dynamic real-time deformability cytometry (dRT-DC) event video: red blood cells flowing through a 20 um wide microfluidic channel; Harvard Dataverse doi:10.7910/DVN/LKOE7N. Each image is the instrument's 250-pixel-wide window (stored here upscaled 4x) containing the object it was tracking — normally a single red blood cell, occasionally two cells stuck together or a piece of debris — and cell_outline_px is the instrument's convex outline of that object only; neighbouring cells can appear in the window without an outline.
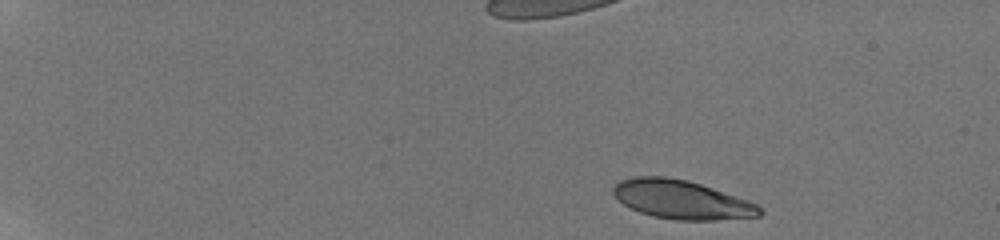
{"species": "human", "species_latin": "Homo sapiens", "temperature_condition": "room temperature", "stored_images_in_passage": 14, "camera_frame_rate_fps": 3000, "um_per_image_px": 0.085, "donor": {"sex": "male"}, "frame": {"image": 1, "passage_image": 1, "time_ms": 0.0, "image_size_px": [1000, 240], "cell_outline_px": [[764, 212], [760, 216], [716, 220], [676, 220], [652, 216], [640, 212], [624, 204], [612, 192], [612, 188], [620, 180], [636, 176], [664, 176], [688, 180], [748, 200], [756, 204]], "centroid_in_image_um": [57.94, 16.97], "position_along_channel_um": 27.1, "area_um2": 32.89}}
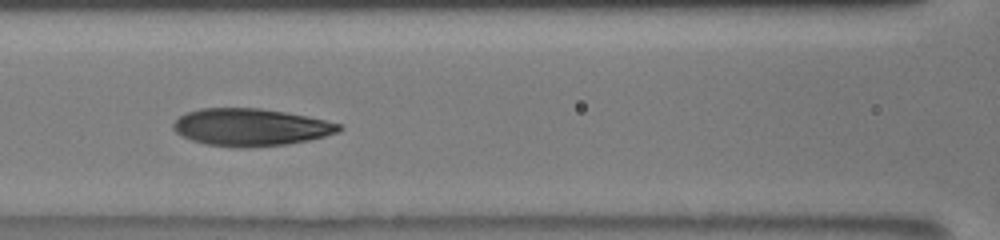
{"frame": {"image": 2, "passage_image": 8, "time_ms": 6.667, "image_size_px": [1000, 240], "cell_outline_px": [[344, 128], [340, 132], [308, 140], [288, 144], [248, 148], [240, 148], [204, 144], [180, 136], [172, 128], [172, 124], [180, 116], [188, 112], [200, 108], [260, 108], [308, 116], [340, 124]], "centroid_in_image_um": [21.3, 10.82], "position_along_channel_um": 145.3, "area_um2": 36.24}}
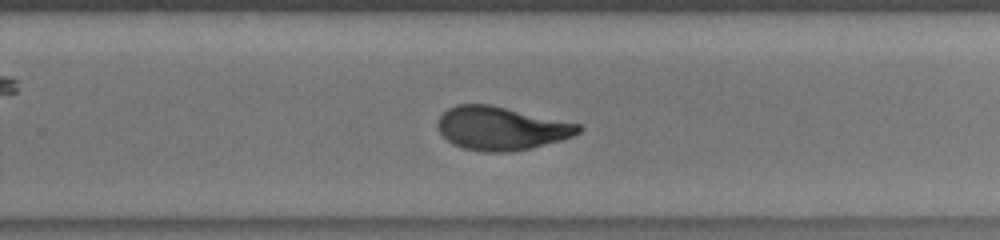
{"frame": {"image": 3, "passage_image": 13, "time_ms": 10.333, "image_size_px": [1000, 240], "cell_outline_px": [[584, 128], [580, 132], [572, 136], [560, 140], [532, 148], [508, 152], [484, 152], [464, 148], [452, 144], [440, 132], [440, 116], [448, 108], [456, 104], [488, 104], [580, 124]], "centroid_in_image_um": [42.62, 10.91], "position_along_channel_um": 287.2, "area_um2": 35.2}}